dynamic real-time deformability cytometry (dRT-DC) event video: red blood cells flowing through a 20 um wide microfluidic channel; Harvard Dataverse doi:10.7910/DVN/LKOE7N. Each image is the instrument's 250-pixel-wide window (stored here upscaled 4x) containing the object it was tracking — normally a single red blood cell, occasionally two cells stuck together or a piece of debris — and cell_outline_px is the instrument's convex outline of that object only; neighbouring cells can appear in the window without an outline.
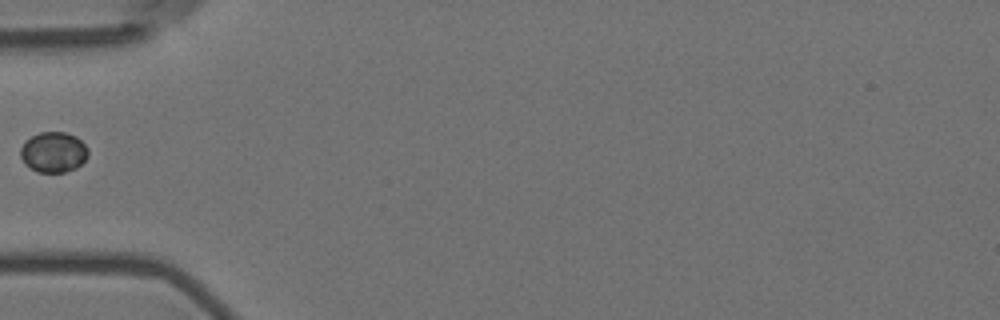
{"species": "Egyptian fruit bat (a non-hibernating species)", "species_latin": "Rousettus aegyptiacus", "temperature_condition": "room temperature", "stored_images_in_passage": 38, "camera_frame_rate_fps": 3000, "um_per_image_px": 0.085, "animal": {"sex": "female"}, "frame": {"image": 1, "passage_image": 1, "time_ms": 0.0, "image_size_px": [1000, 320], "cell_outline_px": [[88, 156], [76, 168], [64, 172], [36, 172], [24, 164], [20, 156], [20, 148], [24, 140], [40, 132], [64, 132], [76, 136], [88, 148]], "centroid_in_image_um": [4.52, 12.93], "position_along_channel_um": 80.5, "area_um2": 16.07}}
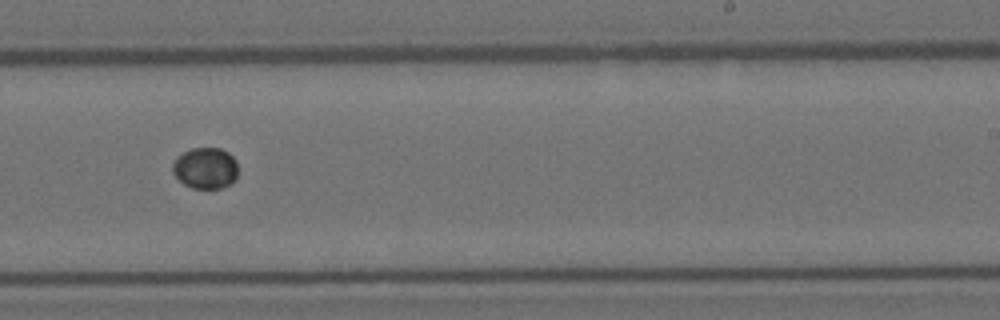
{"frame": {"image": 2, "passage_image": 17, "time_ms": 5.333, "image_size_px": [1000, 320], "cell_outline_px": [[236, 180], [232, 184], [220, 188], [192, 188], [184, 184], [172, 172], [172, 164], [176, 156], [192, 148], [220, 148], [228, 152], [236, 160]], "centroid_in_image_um": [17.46, 14.29], "position_along_channel_um": 271.5, "area_um2": 15.78}}
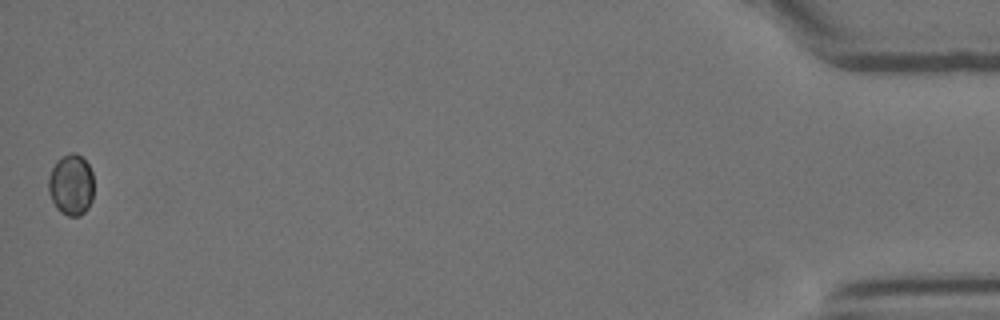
{"frame": {"image": 3, "passage_image": 38, "time_ms": 12.333, "image_size_px": [1000, 320], "cell_outline_px": [[92, 200], [88, 208], [80, 216], [68, 216], [60, 212], [56, 208], [48, 192], [48, 176], [56, 160], [68, 152], [76, 152], [88, 164], [92, 172]], "centroid_in_image_um": [6.02, 15.7], "position_along_channel_um": 429.2, "area_um2": 16.3}}